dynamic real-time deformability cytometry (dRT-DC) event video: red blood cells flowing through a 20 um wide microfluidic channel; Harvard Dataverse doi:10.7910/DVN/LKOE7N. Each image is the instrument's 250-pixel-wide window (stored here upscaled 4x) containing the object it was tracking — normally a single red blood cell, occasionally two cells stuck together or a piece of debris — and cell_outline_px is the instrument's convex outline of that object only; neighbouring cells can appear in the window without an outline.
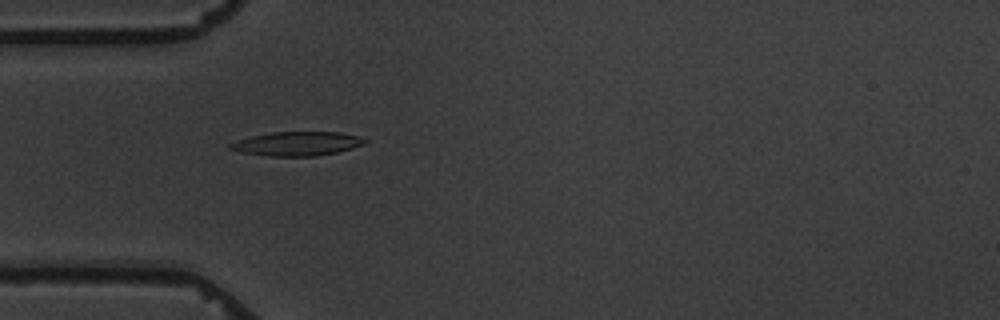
{"species": "common noctule bat (a hibernating species)", "species_latin": "Nyctalus noctula", "temperature_condition": "warm", "stored_images_in_passage": 3, "camera_frame_rate_fps": 3000, "um_per_image_px": 0.085, "animal": {"sex": "male", "body_mass_g": 19.5, "forearm_length_mm": 54.6}, "frame": {"image": 1, "passage_image": 2, "time_ms": 1.333, "image_size_px": [1000, 320], "cell_outline_px": [[368, 144], [336, 152], [312, 156], [268, 156], [244, 152], [228, 148], [228, 144], [236, 140], [252, 136], [272, 132], [340, 132], [360, 136], [368, 140]], "centroid_in_image_um": [25.3, 12.2], "position_along_channel_um": 59.7, "area_um2": 18.84}}
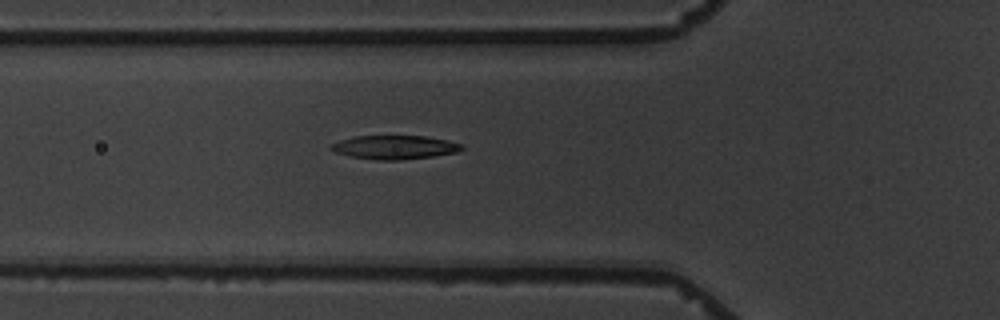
{"frame": {"image": 2, "passage_image": 3, "time_ms": 2.333, "image_size_px": [1000, 320], "cell_outline_px": [[464, 148], [456, 152], [432, 156], [396, 160], [376, 160], [348, 156], [336, 152], [328, 148], [332, 144], [340, 140], [352, 136], [424, 136], [448, 140], [464, 144]], "centroid_in_image_um": [33.53, 12.51], "position_along_channel_um": 92.3, "area_um2": 18.09}}